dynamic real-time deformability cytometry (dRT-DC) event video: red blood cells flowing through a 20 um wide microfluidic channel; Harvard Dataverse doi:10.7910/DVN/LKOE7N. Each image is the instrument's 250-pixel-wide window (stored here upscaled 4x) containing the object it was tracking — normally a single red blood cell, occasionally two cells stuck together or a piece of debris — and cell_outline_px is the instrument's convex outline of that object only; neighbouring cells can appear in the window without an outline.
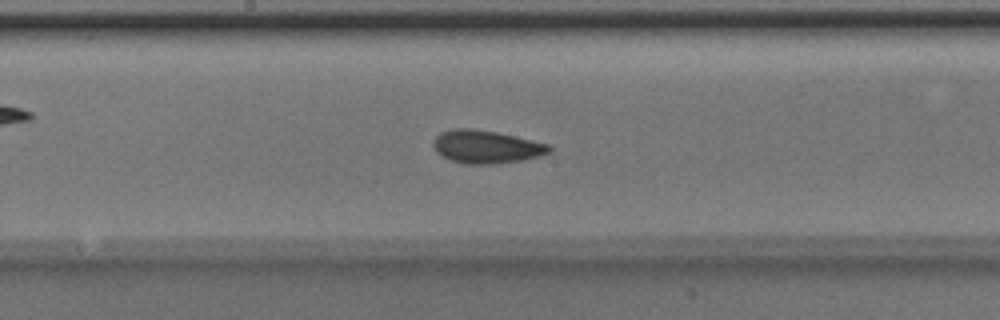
{"species": "Egyptian fruit bat (a non-hibernating species)", "species_latin": "Rousettus aegyptiacus", "temperature_condition": "room temperature", "stored_images_in_passage": 42, "camera_frame_rate_fps": 3000, "um_per_image_px": 0.085, "animal": {"sex": "male"}, "frame": {"image": 1, "passage_image": 18, "time_ms": 5.667, "image_size_px": [1000, 320], "cell_outline_px": [[552, 152], [540, 156], [520, 160], [492, 164], [460, 164], [436, 152], [432, 144], [432, 140], [440, 132], [452, 128], [472, 128], [496, 132], [532, 140], [548, 144], [552, 148]], "centroid_in_image_um": [41.3, 12.47], "position_along_channel_um": 206.9, "area_um2": 22.37}}
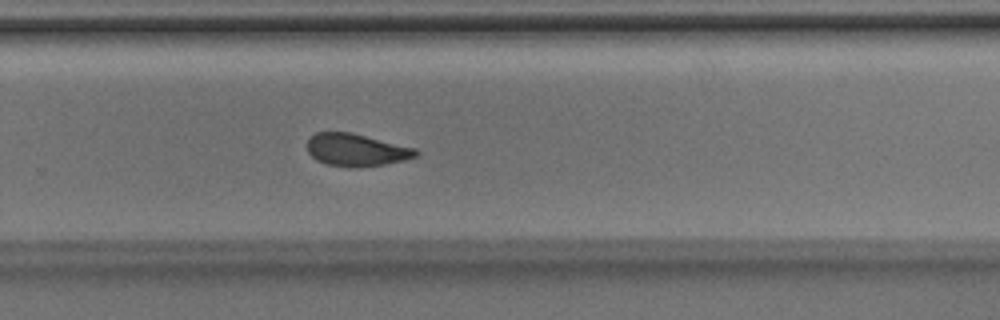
{"frame": {"image": 2, "passage_image": 25, "time_ms": 8.0, "image_size_px": [1000, 320], "cell_outline_px": [[420, 152], [416, 156], [404, 160], [384, 164], [360, 168], [352, 168], [328, 164], [316, 160], [308, 152], [308, 140], [316, 132], [352, 132], [416, 148]], "centroid_in_image_um": [30.3, 12.75], "position_along_channel_um": 299.5, "area_um2": 20.63}}
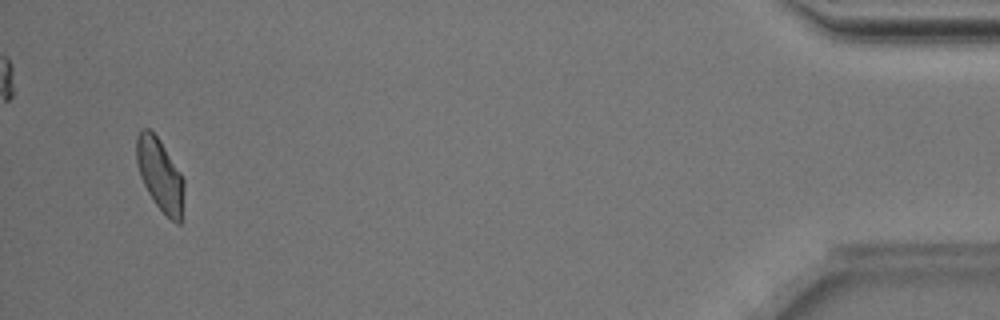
{"frame": {"image": 3, "passage_image": 40, "time_ms": 13.0, "image_size_px": [1000, 320], "cell_outline_px": [[184, 188], [180, 224], [176, 224], [152, 200], [140, 176], [136, 160], [136, 136], [140, 128], [148, 128], [160, 140], [180, 172], [184, 180]], "centroid_in_image_um": [13.58, 14.82], "position_along_channel_um": 421.6, "area_um2": 19.88}, "authors_computed_cell_mechanics": {"area_um2": 21.097, "velocity_mm_per_s": 3.9931, "shape_relaxation_time_tau1_ms": 4.853, "shape_relaxation_time_tau2_ms": 2.1576, "deformation_change_tau1": 0.1251, "deformation_change_tau2": 0.0881}}